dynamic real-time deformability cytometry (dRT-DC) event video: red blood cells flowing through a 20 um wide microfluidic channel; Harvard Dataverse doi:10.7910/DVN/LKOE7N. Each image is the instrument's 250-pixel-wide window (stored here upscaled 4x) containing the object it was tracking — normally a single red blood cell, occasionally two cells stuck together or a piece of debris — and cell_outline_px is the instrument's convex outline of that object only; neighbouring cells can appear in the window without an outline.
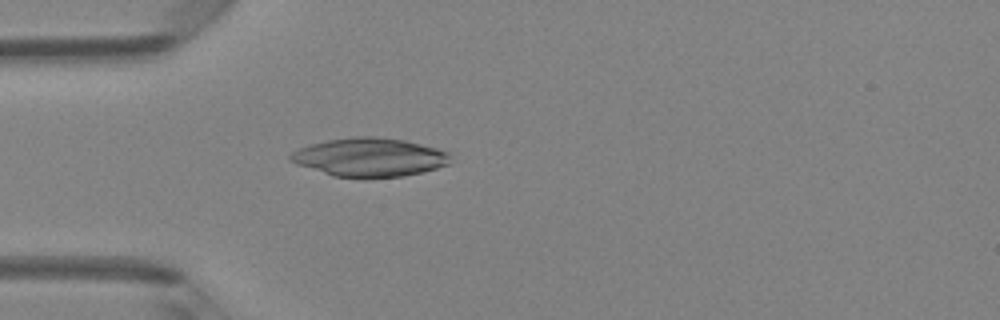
{"species": "Egyptian fruit bat (a non-hibernating species)", "species_latin": "Rousettus aegyptiacus", "temperature_condition": "room temperature", "stored_images_in_passage": 3, "camera_frame_rate_fps": 3000, "um_per_image_px": 0.085, "animal": {"sex": "female"}, "frame": {"image": 1, "passage_image": 3, "time_ms": 0.667, "image_size_px": [1000, 320], "cell_outline_px": [[448, 164], [424, 172], [404, 176], [332, 176], [296, 164], [288, 160], [288, 156], [292, 152], [300, 148], [312, 144], [328, 140], [356, 136], [376, 136], [404, 140], [436, 148], [448, 152]], "centroid_in_image_um": [31.38, 13.35], "position_along_channel_um": 53.6, "area_um2": 35.43}}